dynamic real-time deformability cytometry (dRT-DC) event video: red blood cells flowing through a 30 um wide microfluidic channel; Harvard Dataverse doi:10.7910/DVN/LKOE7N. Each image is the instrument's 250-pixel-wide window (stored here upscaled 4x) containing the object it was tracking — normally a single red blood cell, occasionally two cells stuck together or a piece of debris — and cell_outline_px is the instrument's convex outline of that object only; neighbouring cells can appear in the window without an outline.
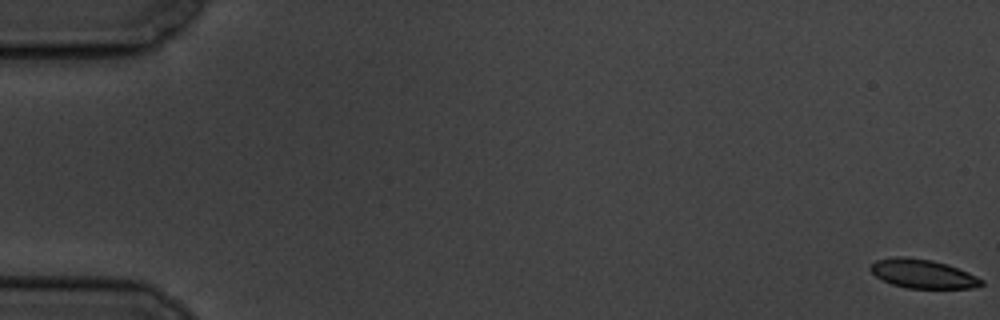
{"species": "common noctule bat (a hibernating species)", "species_latin": "Nyctalus noctula", "temperature_condition": "cold", "stored_images_in_passage": 59, "camera_frame_rate_fps": 3000, "um_per_image_px": 0.085, "animal": {"sex": "male", "body_mass_g": 19.5, "forearm_length_mm": 54.6}, "frame": {"image": 1, "passage_image": 1, "time_ms": 0.0, "image_size_px": [1000, 320], "cell_outline_px": [[984, 284], [972, 288], [908, 288], [892, 284], [876, 276], [868, 268], [876, 260], [896, 256], [904, 256], [932, 260], [948, 264], [968, 272], [984, 280]], "centroid_in_image_um": [78.45, 23.26], "position_along_channel_um": 6.6, "area_um2": 18.67}}
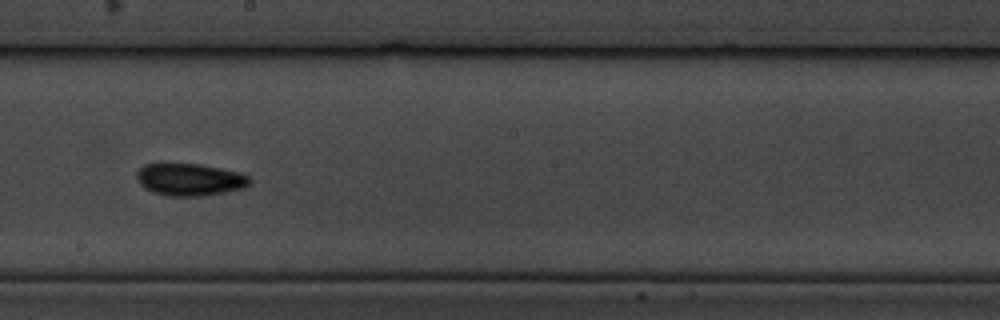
{"frame": {"image": 2, "passage_image": 34, "time_ms": 11.0, "image_size_px": [1000, 320], "cell_outline_px": [[252, 184], [244, 188], [224, 192], [200, 196], [168, 196], [152, 192], [144, 188], [140, 184], [136, 176], [136, 172], [144, 164], [160, 160], [164, 160], [200, 164], [240, 172], [248, 176], [252, 180]], "centroid_in_image_um": [16.08, 15.21], "position_along_channel_um": 232.1, "area_um2": 22.2}}
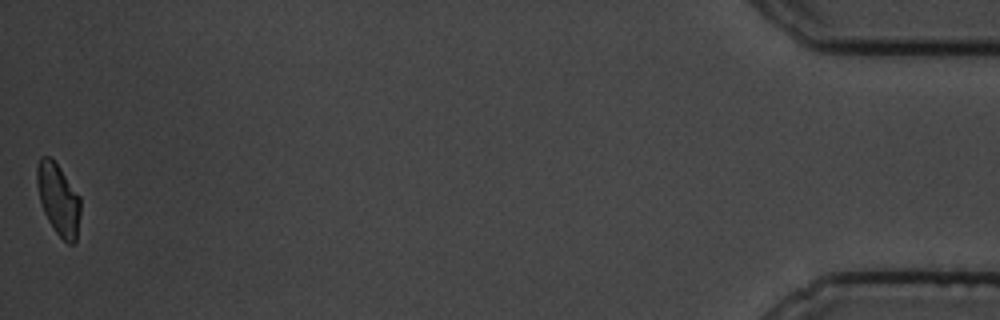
{"frame": {"image": 3, "passage_image": 59, "time_ms": 19.333, "image_size_px": [1000, 320], "cell_outline_px": [[80, 212], [76, 240], [72, 244], [68, 244], [56, 232], [48, 220], [44, 212], [40, 200], [36, 180], [36, 168], [40, 156], [48, 156], [60, 168], [80, 196]], "centroid_in_image_um": [4.96, 16.93], "position_along_channel_um": 430.2, "area_um2": 17.92}, "authors_computed_cell_mechanics": {"area_um2": 19.5942, "velocity_mm_per_s": 3.4669, "shape_relaxation_time_tau1_ms": 2.9867, "shape_relaxation_time_tau2_ms": 3.6135, "deformation_change_tau1": 0.091, "deformation_change_tau2": 0.0879}}